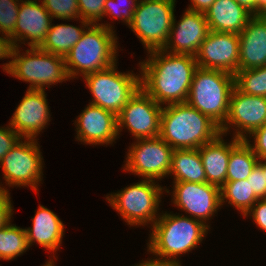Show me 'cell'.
<instances>
[{"label": "cell", "instance_id": "32", "mask_svg": "<svg viewBox=\"0 0 266 266\" xmlns=\"http://www.w3.org/2000/svg\"><path fill=\"white\" fill-rule=\"evenodd\" d=\"M20 3L21 0H0V33L9 37L14 34Z\"/></svg>", "mask_w": 266, "mask_h": 266}, {"label": "cell", "instance_id": "7", "mask_svg": "<svg viewBox=\"0 0 266 266\" xmlns=\"http://www.w3.org/2000/svg\"><path fill=\"white\" fill-rule=\"evenodd\" d=\"M152 179L133 183L113 194L106 195V201L116 210L130 226H145L155 223L163 192L169 189L162 187Z\"/></svg>", "mask_w": 266, "mask_h": 266}, {"label": "cell", "instance_id": "6", "mask_svg": "<svg viewBox=\"0 0 266 266\" xmlns=\"http://www.w3.org/2000/svg\"><path fill=\"white\" fill-rule=\"evenodd\" d=\"M29 48L25 50L26 53H20V47H15L12 60L3 64V71L21 81L29 82L28 89L35 90H45L46 87L50 88V85L70 79L64 57L39 47Z\"/></svg>", "mask_w": 266, "mask_h": 266}, {"label": "cell", "instance_id": "43", "mask_svg": "<svg viewBox=\"0 0 266 266\" xmlns=\"http://www.w3.org/2000/svg\"><path fill=\"white\" fill-rule=\"evenodd\" d=\"M266 16V0H257V16Z\"/></svg>", "mask_w": 266, "mask_h": 266}, {"label": "cell", "instance_id": "14", "mask_svg": "<svg viewBox=\"0 0 266 266\" xmlns=\"http://www.w3.org/2000/svg\"><path fill=\"white\" fill-rule=\"evenodd\" d=\"M266 123V97L244 94L236 87L230 95L229 113L222 134H228L234 128L233 137L245 140L254 130Z\"/></svg>", "mask_w": 266, "mask_h": 266}, {"label": "cell", "instance_id": "15", "mask_svg": "<svg viewBox=\"0 0 266 266\" xmlns=\"http://www.w3.org/2000/svg\"><path fill=\"white\" fill-rule=\"evenodd\" d=\"M195 59L200 68L221 70L235 75L239 64V35L209 31Z\"/></svg>", "mask_w": 266, "mask_h": 266}, {"label": "cell", "instance_id": "20", "mask_svg": "<svg viewBox=\"0 0 266 266\" xmlns=\"http://www.w3.org/2000/svg\"><path fill=\"white\" fill-rule=\"evenodd\" d=\"M266 66V16H253L239 34L238 70Z\"/></svg>", "mask_w": 266, "mask_h": 266}, {"label": "cell", "instance_id": "28", "mask_svg": "<svg viewBox=\"0 0 266 266\" xmlns=\"http://www.w3.org/2000/svg\"><path fill=\"white\" fill-rule=\"evenodd\" d=\"M29 248L25 228L10 222L0 228V259L12 260Z\"/></svg>", "mask_w": 266, "mask_h": 266}, {"label": "cell", "instance_id": "8", "mask_svg": "<svg viewBox=\"0 0 266 266\" xmlns=\"http://www.w3.org/2000/svg\"><path fill=\"white\" fill-rule=\"evenodd\" d=\"M116 64L88 74L83 79L93 96L90 103L118 115L141 87L140 74L119 72Z\"/></svg>", "mask_w": 266, "mask_h": 266}, {"label": "cell", "instance_id": "45", "mask_svg": "<svg viewBox=\"0 0 266 266\" xmlns=\"http://www.w3.org/2000/svg\"><path fill=\"white\" fill-rule=\"evenodd\" d=\"M263 174L265 175L266 179V159H263Z\"/></svg>", "mask_w": 266, "mask_h": 266}, {"label": "cell", "instance_id": "40", "mask_svg": "<svg viewBox=\"0 0 266 266\" xmlns=\"http://www.w3.org/2000/svg\"><path fill=\"white\" fill-rule=\"evenodd\" d=\"M216 0H190L191 5L187 9L205 13L206 10L215 2Z\"/></svg>", "mask_w": 266, "mask_h": 266}, {"label": "cell", "instance_id": "39", "mask_svg": "<svg viewBox=\"0 0 266 266\" xmlns=\"http://www.w3.org/2000/svg\"><path fill=\"white\" fill-rule=\"evenodd\" d=\"M14 48L15 45L12 42L11 38L7 35L2 34L0 37V60L12 58Z\"/></svg>", "mask_w": 266, "mask_h": 266}, {"label": "cell", "instance_id": "38", "mask_svg": "<svg viewBox=\"0 0 266 266\" xmlns=\"http://www.w3.org/2000/svg\"><path fill=\"white\" fill-rule=\"evenodd\" d=\"M9 190H5L0 195V228L11 222L14 213Z\"/></svg>", "mask_w": 266, "mask_h": 266}, {"label": "cell", "instance_id": "29", "mask_svg": "<svg viewBox=\"0 0 266 266\" xmlns=\"http://www.w3.org/2000/svg\"><path fill=\"white\" fill-rule=\"evenodd\" d=\"M234 76L235 87L242 93L266 97V66L238 70Z\"/></svg>", "mask_w": 266, "mask_h": 266}, {"label": "cell", "instance_id": "37", "mask_svg": "<svg viewBox=\"0 0 266 266\" xmlns=\"http://www.w3.org/2000/svg\"><path fill=\"white\" fill-rule=\"evenodd\" d=\"M248 216H251L254 224L266 232V198L257 200L243 217Z\"/></svg>", "mask_w": 266, "mask_h": 266}, {"label": "cell", "instance_id": "46", "mask_svg": "<svg viewBox=\"0 0 266 266\" xmlns=\"http://www.w3.org/2000/svg\"><path fill=\"white\" fill-rule=\"evenodd\" d=\"M1 183V182H0ZM2 185V186H1ZM8 190L6 187L3 186V184H0V195L5 191Z\"/></svg>", "mask_w": 266, "mask_h": 266}, {"label": "cell", "instance_id": "18", "mask_svg": "<svg viewBox=\"0 0 266 266\" xmlns=\"http://www.w3.org/2000/svg\"><path fill=\"white\" fill-rule=\"evenodd\" d=\"M76 140L89 145H112L118 136L117 115L91 103L75 120Z\"/></svg>", "mask_w": 266, "mask_h": 266}, {"label": "cell", "instance_id": "12", "mask_svg": "<svg viewBox=\"0 0 266 266\" xmlns=\"http://www.w3.org/2000/svg\"><path fill=\"white\" fill-rule=\"evenodd\" d=\"M162 108L140 88L117 115L118 135L127 128L135 140L159 136Z\"/></svg>", "mask_w": 266, "mask_h": 266}, {"label": "cell", "instance_id": "4", "mask_svg": "<svg viewBox=\"0 0 266 266\" xmlns=\"http://www.w3.org/2000/svg\"><path fill=\"white\" fill-rule=\"evenodd\" d=\"M112 26L109 23H99L90 24L86 28L79 41L65 56L70 80L79 75L84 77L104 70L117 63L118 38Z\"/></svg>", "mask_w": 266, "mask_h": 266}, {"label": "cell", "instance_id": "35", "mask_svg": "<svg viewBox=\"0 0 266 266\" xmlns=\"http://www.w3.org/2000/svg\"><path fill=\"white\" fill-rule=\"evenodd\" d=\"M254 143L251 144V139ZM248 145L252 148L255 155L258 157L259 160L266 159V123L260 127L259 129L254 130L249 137L245 139Z\"/></svg>", "mask_w": 266, "mask_h": 266}, {"label": "cell", "instance_id": "16", "mask_svg": "<svg viewBox=\"0 0 266 266\" xmlns=\"http://www.w3.org/2000/svg\"><path fill=\"white\" fill-rule=\"evenodd\" d=\"M45 90L27 89L13 113L9 126L22 138H34L51 121Z\"/></svg>", "mask_w": 266, "mask_h": 266}, {"label": "cell", "instance_id": "9", "mask_svg": "<svg viewBox=\"0 0 266 266\" xmlns=\"http://www.w3.org/2000/svg\"><path fill=\"white\" fill-rule=\"evenodd\" d=\"M176 0H140L129 28L147 50L163 49L172 27Z\"/></svg>", "mask_w": 266, "mask_h": 266}, {"label": "cell", "instance_id": "34", "mask_svg": "<svg viewBox=\"0 0 266 266\" xmlns=\"http://www.w3.org/2000/svg\"><path fill=\"white\" fill-rule=\"evenodd\" d=\"M247 182H250L252 191L259 199L266 198V179L263 174V159L259 160L253 168L251 174L247 177Z\"/></svg>", "mask_w": 266, "mask_h": 266}, {"label": "cell", "instance_id": "42", "mask_svg": "<svg viewBox=\"0 0 266 266\" xmlns=\"http://www.w3.org/2000/svg\"><path fill=\"white\" fill-rule=\"evenodd\" d=\"M148 260V261H147ZM146 261H142L138 264H135L134 266H174V265H170V264H166V263H163L159 260H156V259H148L147 258Z\"/></svg>", "mask_w": 266, "mask_h": 266}, {"label": "cell", "instance_id": "41", "mask_svg": "<svg viewBox=\"0 0 266 266\" xmlns=\"http://www.w3.org/2000/svg\"><path fill=\"white\" fill-rule=\"evenodd\" d=\"M240 6L248 10L253 16H257V0H234Z\"/></svg>", "mask_w": 266, "mask_h": 266}, {"label": "cell", "instance_id": "30", "mask_svg": "<svg viewBox=\"0 0 266 266\" xmlns=\"http://www.w3.org/2000/svg\"><path fill=\"white\" fill-rule=\"evenodd\" d=\"M45 9L52 18L60 20H81L77 0H43Z\"/></svg>", "mask_w": 266, "mask_h": 266}, {"label": "cell", "instance_id": "24", "mask_svg": "<svg viewBox=\"0 0 266 266\" xmlns=\"http://www.w3.org/2000/svg\"><path fill=\"white\" fill-rule=\"evenodd\" d=\"M173 174V176H172ZM169 175L173 182H206L205 170L198 149H175Z\"/></svg>", "mask_w": 266, "mask_h": 266}, {"label": "cell", "instance_id": "3", "mask_svg": "<svg viewBox=\"0 0 266 266\" xmlns=\"http://www.w3.org/2000/svg\"><path fill=\"white\" fill-rule=\"evenodd\" d=\"M220 133L214 121L187 103L162 108L159 136L174 150L198 149Z\"/></svg>", "mask_w": 266, "mask_h": 266}, {"label": "cell", "instance_id": "44", "mask_svg": "<svg viewBox=\"0 0 266 266\" xmlns=\"http://www.w3.org/2000/svg\"><path fill=\"white\" fill-rule=\"evenodd\" d=\"M53 262H54V259H50V260H47L46 263L41 266H55Z\"/></svg>", "mask_w": 266, "mask_h": 266}, {"label": "cell", "instance_id": "33", "mask_svg": "<svg viewBox=\"0 0 266 266\" xmlns=\"http://www.w3.org/2000/svg\"><path fill=\"white\" fill-rule=\"evenodd\" d=\"M106 0H77L80 18L90 24H99L104 17Z\"/></svg>", "mask_w": 266, "mask_h": 266}, {"label": "cell", "instance_id": "10", "mask_svg": "<svg viewBox=\"0 0 266 266\" xmlns=\"http://www.w3.org/2000/svg\"><path fill=\"white\" fill-rule=\"evenodd\" d=\"M43 162L37 139L21 138L0 161L5 183L9 187L28 186L38 194V185L43 180Z\"/></svg>", "mask_w": 266, "mask_h": 266}, {"label": "cell", "instance_id": "21", "mask_svg": "<svg viewBox=\"0 0 266 266\" xmlns=\"http://www.w3.org/2000/svg\"><path fill=\"white\" fill-rule=\"evenodd\" d=\"M32 218V228H25L29 247L38 243L44 249L53 251V255L61 248L65 225L50 209L39 205Z\"/></svg>", "mask_w": 266, "mask_h": 266}, {"label": "cell", "instance_id": "13", "mask_svg": "<svg viewBox=\"0 0 266 266\" xmlns=\"http://www.w3.org/2000/svg\"><path fill=\"white\" fill-rule=\"evenodd\" d=\"M173 184L172 204L210 228L206 222L222 207L221 188L207 182Z\"/></svg>", "mask_w": 266, "mask_h": 266}, {"label": "cell", "instance_id": "17", "mask_svg": "<svg viewBox=\"0 0 266 266\" xmlns=\"http://www.w3.org/2000/svg\"><path fill=\"white\" fill-rule=\"evenodd\" d=\"M175 17L174 15L168 40L162 50L195 56L210 31L204 13L185 9L178 22Z\"/></svg>", "mask_w": 266, "mask_h": 266}, {"label": "cell", "instance_id": "19", "mask_svg": "<svg viewBox=\"0 0 266 266\" xmlns=\"http://www.w3.org/2000/svg\"><path fill=\"white\" fill-rule=\"evenodd\" d=\"M37 0H21L15 32L10 37L15 47L25 40L29 47H39L48 33L53 18L45 9L43 2Z\"/></svg>", "mask_w": 266, "mask_h": 266}, {"label": "cell", "instance_id": "23", "mask_svg": "<svg viewBox=\"0 0 266 266\" xmlns=\"http://www.w3.org/2000/svg\"><path fill=\"white\" fill-rule=\"evenodd\" d=\"M223 136L226 135L220 133L215 139L198 148L205 170L206 182L219 188L226 182L231 154V141L225 142Z\"/></svg>", "mask_w": 266, "mask_h": 266}, {"label": "cell", "instance_id": "5", "mask_svg": "<svg viewBox=\"0 0 266 266\" xmlns=\"http://www.w3.org/2000/svg\"><path fill=\"white\" fill-rule=\"evenodd\" d=\"M234 87V75L221 70L198 67L186 103L221 128L228 117L230 95Z\"/></svg>", "mask_w": 266, "mask_h": 266}, {"label": "cell", "instance_id": "26", "mask_svg": "<svg viewBox=\"0 0 266 266\" xmlns=\"http://www.w3.org/2000/svg\"><path fill=\"white\" fill-rule=\"evenodd\" d=\"M226 182L245 180L257 165L259 159L245 140L231 138Z\"/></svg>", "mask_w": 266, "mask_h": 266}, {"label": "cell", "instance_id": "22", "mask_svg": "<svg viewBox=\"0 0 266 266\" xmlns=\"http://www.w3.org/2000/svg\"><path fill=\"white\" fill-rule=\"evenodd\" d=\"M210 31L240 34L253 15L234 0H216L204 13Z\"/></svg>", "mask_w": 266, "mask_h": 266}, {"label": "cell", "instance_id": "1", "mask_svg": "<svg viewBox=\"0 0 266 266\" xmlns=\"http://www.w3.org/2000/svg\"><path fill=\"white\" fill-rule=\"evenodd\" d=\"M148 53L139 62L140 87L159 105L186 103L195 70V56L173 54L162 49Z\"/></svg>", "mask_w": 266, "mask_h": 266}, {"label": "cell", "instance_id": "25", "mask_svg": "<svg viewBox=\"0 0 266 266\" xmlns=\"http://www.w3.org/2000/svg\"><path fill=\"white\" fill-rule=\"evenodd\" d=\"M80 23L82 24L80 28L66 23L57 25L51 24L39 48L65 58L73 46L79 41L85 29L90 25L89 22L82 19Z\"/></svg>", "mask_w": 266, "mask_h": 266}, {"label": "cell", "instance_id": "31", "mask_svg": "<svg viewBox=\"0 0 266 266\" xmlns=\"http://www.w3.org/2000/svg\"><path fill=\"white\" fill-rule=\"evenodd\" d=\"M139 1L140 0H106L104 5V17L105 16L110 17L111 15L113 20L114 19H117V21L118 19L119 21L122 20V22L126 23V25L129 26V24L133 20V14L138 6ZM119 2L124 4L121 5Z\"/></svg>", "mask_w": 266, "mask_h": 266}, {"label": "cell", "instance_id": "2", "mask_svg": "<svg viewBox=\"0 0 266 266\" xmlns=\"http://www.w3.org/2000/svg\"><path fill=\"white\" fill-rule=\"evenodd\" d=\"M151 230L147 251L163 263L182 266L178 257L197 248L209 228L189 216L162 211Z\"/></svg>", "mask_w": 266, "mask_h": 266}, {"label": "cell", "instance_id": "36", "mask_svg": "<svg viewBox=\"0 0 266 266\" xmlns=\"http://www.w3.org/2000/svg\"><path fill=\"white\" fill-rule=\"evenodd\" d=\"M22 137L9 124L0 127V161L18 143Z\"/></svg>", "mask_w": 266, "mask_h": 266}, {"label": "cell", "instance_id": "11", "mask_svg": "<svg viewBox=\"0 0 266 266\" xmlns=\"http://www.w3.org/2000/svg\"><path fill=\"white\" fill-rule=\"evenodd\" d=\"M173 150L160 136L136 139L128 149L123 171L159 181L169 176Z\"/></svg>", "mask_w": 266, "mask_h": 266}, {"label": "cell", "instance_id": "27", "mask_svg": "<svg viewBox=\"0 0 266 266\" xmlns=\"http://www.w3.org/2000/svg\"><path fill=\"white\" fill-rule=\"evenodd\" d=\"M259 198L251 189L250 182L245 180L225 182L221 187V205L226 201L240 211L245 213L256 203Z\"/></svg>", "mask_w": 266, "mask_h": 266}]
</instances>
